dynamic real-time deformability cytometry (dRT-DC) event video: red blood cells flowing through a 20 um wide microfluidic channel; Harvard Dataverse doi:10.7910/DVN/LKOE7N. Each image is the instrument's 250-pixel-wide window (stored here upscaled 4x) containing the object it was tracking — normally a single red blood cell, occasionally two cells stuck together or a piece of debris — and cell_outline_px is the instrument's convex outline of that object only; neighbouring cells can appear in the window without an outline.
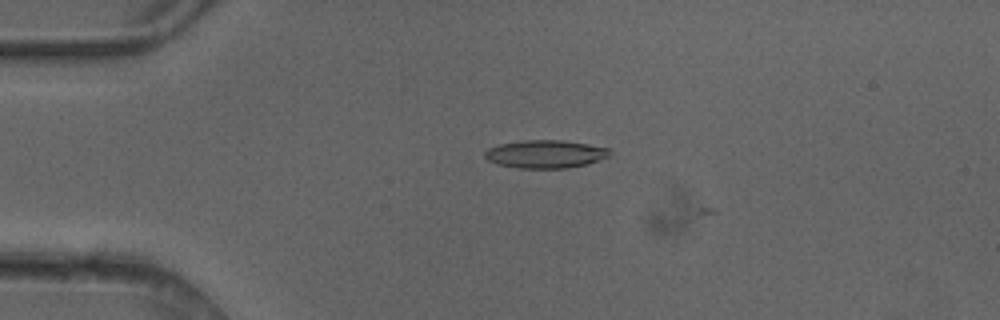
{"species": "common noctule bat (a hibernating species)", "species_latin": "Nyctalus noctula", "temperature_condition": "cold", "stored_images_in_passage": 6, "camera_frame_rate_fps": 3000, "um_per_image_px": 0.085, "animal": {"sex": "female"}, "frame": {"image": 1, "passage_image": 4, "time_ms": 1.0, "image_size_px": [1000, 320], "cell_outline_px": [[612, 152], [608, 156], [588, 164], [568, 168], [516, 168], [496, 164], [488, 160], [484, 156], [484, 152], [488, 148], [500, 144], [524, 140], [560, 140], [588, 144], [608, 148]], "centroid_in_image_um": [46.34, 13.1], "position_along_channel_um": 38.7, "area_um2": 20.4}}